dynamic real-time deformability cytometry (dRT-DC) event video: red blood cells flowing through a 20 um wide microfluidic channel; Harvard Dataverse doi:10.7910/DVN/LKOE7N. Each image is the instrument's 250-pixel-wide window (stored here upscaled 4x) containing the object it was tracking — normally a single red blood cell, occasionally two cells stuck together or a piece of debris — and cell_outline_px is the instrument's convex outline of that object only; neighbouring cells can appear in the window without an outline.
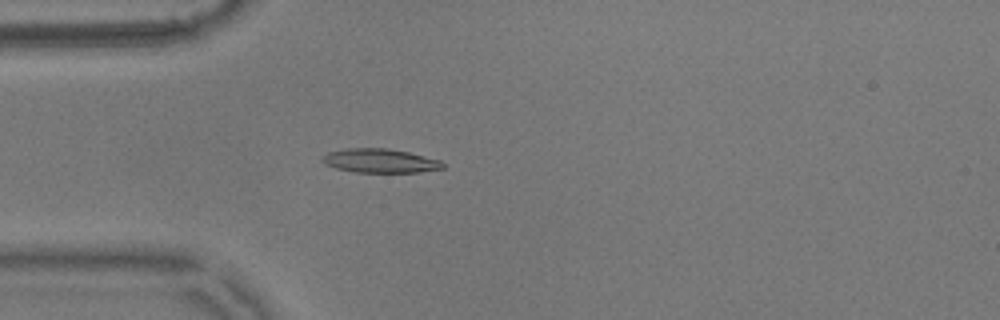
{"species": "common noctule bat (a hibernating species)", "species_latin": "Nyctalus noctula", "temperature_condition": "warm", "stored_images_in_passage": 41, "camera_frame_rate_fps": 3000, "um_per_image_px": 0.085, "animal": {"sex": "male", "body_mass_g": 17.9}, "frame": {"image": 1, "passage_image": 1, "time_ms": 0.0, "image_size_px": [1000, 320], "cell_outline_px": [[444, 168], [420, 172], [356, 172], [336, 168], [324, 164], [320, 160], [328, 152], [344, 148], [388, 148], [408, 152], [440, 160], [444, 164]], "centroid_in_image_um": [32.28, 13.66], "position_along_channel_um": 52.7, "area_um2": 16.82}}
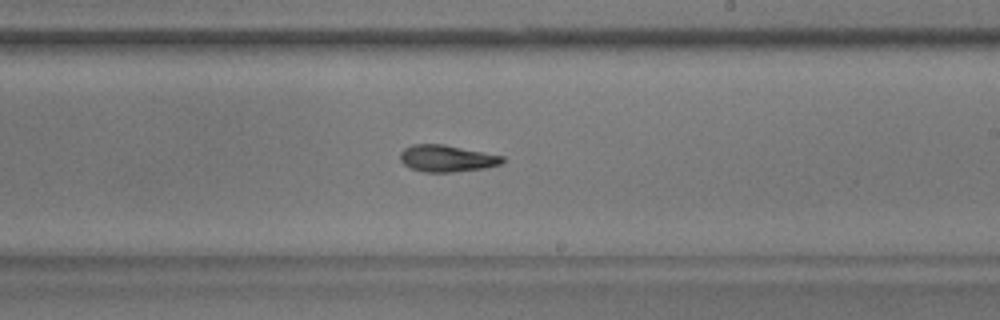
{"frame": {"image": 2, "passage_image": 18, "time_ms": 5.667, "image_size_px": [1000, 320], "cell_outline_px": [[504, 160], [500, 164], [484, 168], [452, 172], [424, 172], [408, 168], [400, 160], [400, 152], [404, 148], [412, 144], [444, 144], [504, 156]], "centroid_in_image_um": [37.94, 13.46], "position_along_channel_um": 251.1, "area_um2": 16.01}}
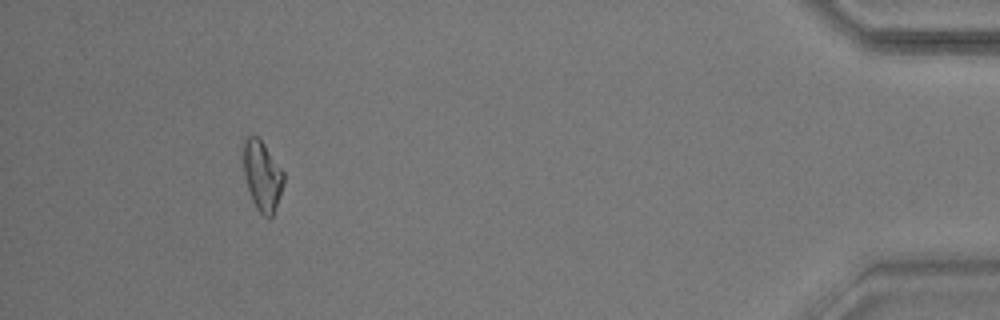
{"frame": {"image": 3, "passage_image": 37, "time_ms": 12.0, "image_size_px": [1000, 320], "cell_outline_px": [[284, 184], [272, 216], [268, 220], [256, 208], [252, 200], [244, 176], [240, 148], [244, 140], [248, 136], [256, 136], [264, 144], [284, 172]], "centroid_in_image_um": [22.25, 14.91], "position_along_channel_um": 413.0, "area_um2": 16.7}, "authors_computed_cell_mechanics": {"area_um2": 16.2996, "velocity_mm_per_s": 3.603, "shape_relaxation_time_tau1_ms": null, "shape_relaxation_time_tau2_ms": 8.522, "deformation_change_tau1": null, "deformation_change_tau2": 0.1826}}